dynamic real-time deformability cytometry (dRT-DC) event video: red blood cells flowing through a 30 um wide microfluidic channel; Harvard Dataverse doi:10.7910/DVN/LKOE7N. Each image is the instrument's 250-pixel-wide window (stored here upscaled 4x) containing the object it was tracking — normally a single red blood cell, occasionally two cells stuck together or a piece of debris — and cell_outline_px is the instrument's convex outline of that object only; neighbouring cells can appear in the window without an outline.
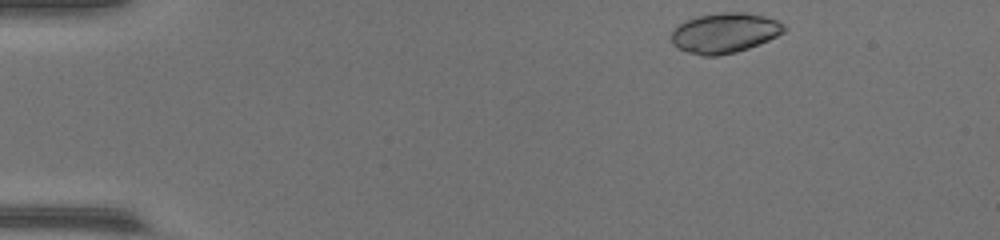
{"species": "common noctule bat (a hibernating species)", "species_latin": "Nyctalus noctula", "temperature_condition": "warm", "stored_images_in_passage": 47, "camera_frame_rate_fps": 3000, "um_per_image_px": 0.085, "animal": {"sex": "female", "body_mass_g": 17.0, "forearm_length_mm": 48.0}, "frame": {"image": 1, "passage_image": 1, "time_ms": 0.0, "image_size_px": [1000, 240], "cell_outline_px": [[788, 28], [784, 32], [768, 40], [748, 48], [736, 52], [716, 56], [704, 56], [688, 52], [676, 48], [672, 44], [672, 32], [680, 24], [696, 16], [720, 12], [748, 12], [764, 16], [776, 20], [784, 24]], "centroid_in_image_um": [61.61, 2.79], "position_along_channel_um": 23.4, "area_um2": 26.3}}
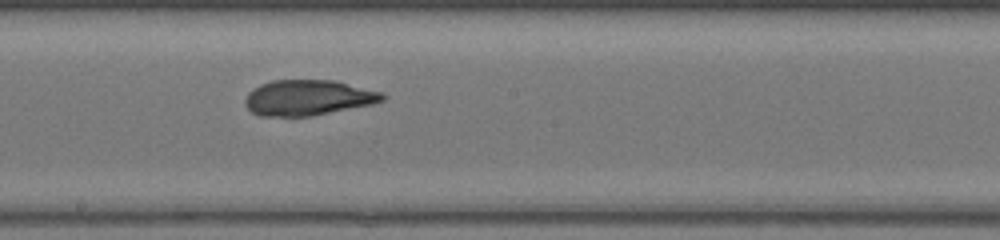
{"frame": {"image": 2, "passage_image": 24, "time_ms": 7.667, "image_size_px": [1000, 240], "cell_outline_px": [[388, 96], [384, 100], [372, 104], [312, 116], [260, 116], [252, 112], [244, 104], [244, 100], [248, 92], [260, 84], [272, 80], [336, 80], [384, 92]], "centroid_in_image_um": [26.21, 8.29], "position_along_channel_um": 222.0, "area_um2": 28.73}}
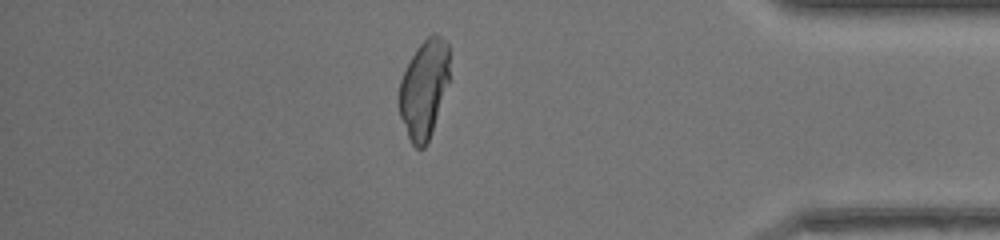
{"frame": {"image": 3, "passage_image": 40, "time_ms": 13.0, "image_size_px": [1000, 240], "cell_outline_px": [[448, 80], [432, 132], [424, 148], [416, 148], [412, 144], [408, 136], [400, 116], [400, 80], [416, 48], [432, 32], [436, 32], [448, 40]], "centroid_in_image_um": [36.04, 7.51], "position_along_channel_um": 399.2, "area_um2": 28.38}}